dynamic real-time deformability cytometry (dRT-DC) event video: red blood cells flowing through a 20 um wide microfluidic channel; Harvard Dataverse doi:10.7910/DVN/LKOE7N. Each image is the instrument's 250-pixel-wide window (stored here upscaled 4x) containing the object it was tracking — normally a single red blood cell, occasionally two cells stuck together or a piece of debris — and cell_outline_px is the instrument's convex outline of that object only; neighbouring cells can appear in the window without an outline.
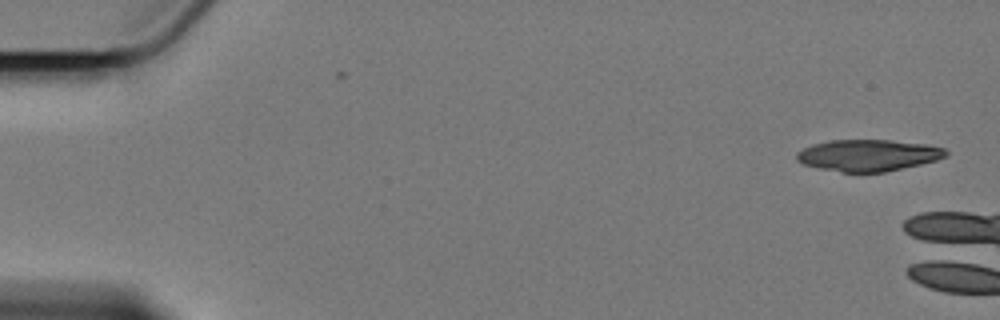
{"species": "Egyptian fruit bat (a non-hibernating species)", "species_latin": "Rousettus aegyptiacus", "temperature_condition": "cold", "stored_images_in_passage": 7, "camera_frame_rate_fps": 3000, "um_per_image_px": 0.085, "animal": {"sex": "female"}, "frame": {"image": 1, "passage_image": 1, "time_ms": 0.0, "image_size_px": [1000, 320], "cell_outline_px": [[948, 156], [936, 160], [920, 164], [884, 172], [840, 172], [820, 168], [804, 164], [796, 160], [796, 152], [812, 144], [828, 140], [892, 140], [924, 144], [944, 148], [948, 152]], "centroid_in_image_um": [73.78, 13.19], "position_along_channel_um": 11.2, "area_um2": 27.4}}